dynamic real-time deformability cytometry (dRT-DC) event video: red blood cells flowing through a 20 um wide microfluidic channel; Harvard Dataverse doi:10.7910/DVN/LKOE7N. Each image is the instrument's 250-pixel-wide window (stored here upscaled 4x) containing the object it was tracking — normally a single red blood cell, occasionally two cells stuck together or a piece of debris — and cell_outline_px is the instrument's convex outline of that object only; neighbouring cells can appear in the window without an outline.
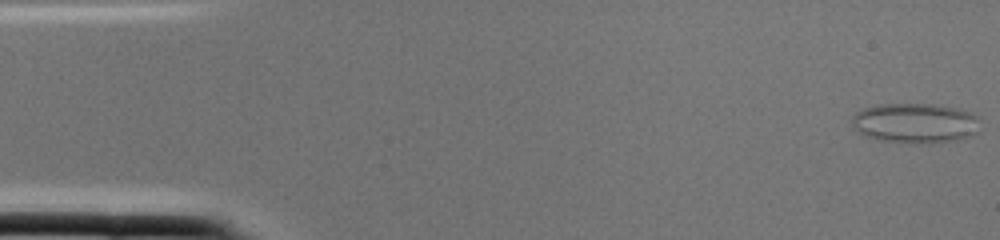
{"species": "common noctule bat (a hibernating species)", "species_latin": "Nyctalus noctula", "temperature_condition": "cold", "stored_images_in_passage": 2, "camera_frame_rate_fps": 3000, "um_per_image_px": 0.085, "animal": {"sex": "female", "body_mass_g": 22.0, "forearm_length_mm": 56.7}, "frame": {"image": 1, "passage_image": 1, "time_ms": 0.0, "image_size_px": [1000, 240], "cell_outline_px": [[976, 132], [972, 136], [956, 140], [880, 140], [864, 136], [856, 132], [852, 128], [852, 116], [856, 112], [864, 108], [876, 104], [932, 104], [960, 108], [972, 112], [976, 116]], "centroid_in_image_um": [77.72, 10.4], "position_along_channel_um": 7.3, "area_um2": 28.96}}